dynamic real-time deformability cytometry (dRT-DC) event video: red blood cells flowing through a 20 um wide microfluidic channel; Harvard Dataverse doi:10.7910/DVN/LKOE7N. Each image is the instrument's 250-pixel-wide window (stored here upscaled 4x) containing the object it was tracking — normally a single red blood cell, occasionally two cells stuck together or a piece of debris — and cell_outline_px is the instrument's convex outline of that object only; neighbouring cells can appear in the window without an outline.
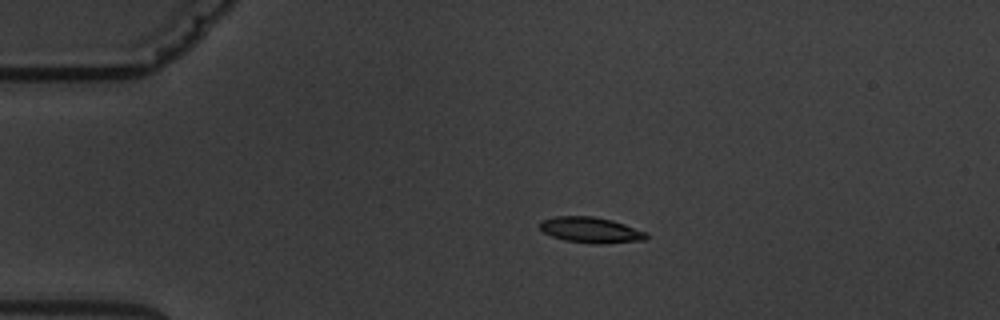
{"species": "common noctule bat (a hibernating species)", "species_latin": "Nyctalus noctula", "temperature_condition": "warm", "stored_images_in_passage": 4, "camera_frame_rate_fps": 3000, "um_per_image_px": 0.085, "animal": {"sex": "male", "body_mass_g": 19.5, "forearm_length_mm": 54.6}, "frame": {"image": 1, "passage_image": 2, "time_ms": 1.333, "image_size_px": [1000, 320], "cell_outline_px": [[648, 236], [644, 240], [600, 244], [592, 244], [564, 240], [552, 236], [544, 232], [540, 228], [540, 220], [556, 216], [592, 216], [612, 220], [648, 232]], "centroid_in_image_um": [50.22, 19.55], "position_along_channel_um": 34.8, "area_um2": 16.01}}